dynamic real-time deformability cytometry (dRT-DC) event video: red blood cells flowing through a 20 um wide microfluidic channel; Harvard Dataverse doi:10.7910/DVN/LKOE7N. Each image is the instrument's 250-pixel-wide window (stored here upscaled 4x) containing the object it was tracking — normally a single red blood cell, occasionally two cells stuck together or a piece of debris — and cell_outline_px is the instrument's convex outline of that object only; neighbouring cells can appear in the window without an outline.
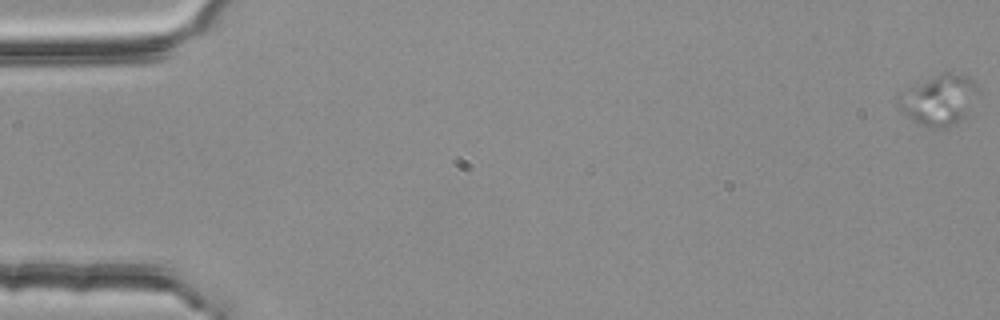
{"species": "common noctule bat (a hibernating species)", "species_latin": "Nyctalus noctula", "temperature_condition": "room temperature", "stored_images_in_passage": 6, "camera_frame_rate_fps": 3000, "um_per_image_px": 0.085, "animal": {"sex": "female", "body_mass_g": 25.1}, "frame": {"image": 1, "passage_image": 1, "time_ms": 0.0, "image_size_px": [1000, 320], "cell_outline_px": [[980, 92], [964, 116], [960, 120], [936, 128], [928, 128], [912, 120], [900, 108], [896, 100], [900, 92], [912, 84], [944, 72], [948, 72], [968, 76], [980, 88]], "centroid_in_image_um": [79.79, 8.45], "position_along_channel_um": 5.2, "area_um2": 23.24}}
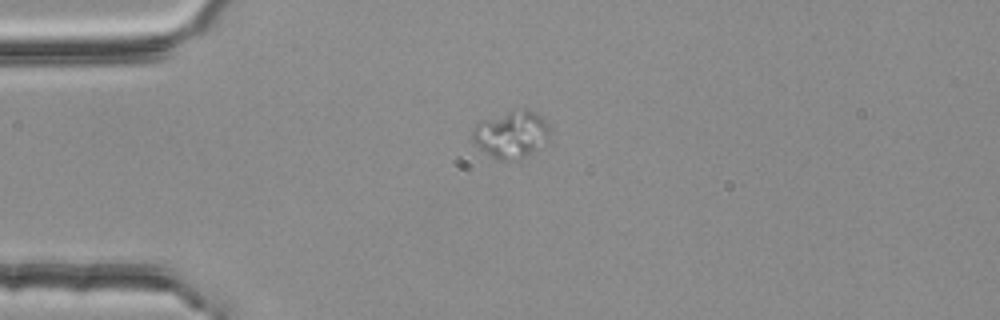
{"frame": {"image": 2, "passage_image": 5, "time_ms": 1.333, "image_size_px": [1000, 320], "cell_outline_px": [[548, 136], [532, 152], [524, 156], [508, 160], [500, 160], [484, 152], [472, 140], [472, 132], [476, 124], [484, 120], [512, 108], [524, 108], [540, 116], [544, 120], [548, 128]], "centroid_in_image_um": [43.4, 11.38], "position_along_channel_um": 41.6, "area_um2": 20.63}}